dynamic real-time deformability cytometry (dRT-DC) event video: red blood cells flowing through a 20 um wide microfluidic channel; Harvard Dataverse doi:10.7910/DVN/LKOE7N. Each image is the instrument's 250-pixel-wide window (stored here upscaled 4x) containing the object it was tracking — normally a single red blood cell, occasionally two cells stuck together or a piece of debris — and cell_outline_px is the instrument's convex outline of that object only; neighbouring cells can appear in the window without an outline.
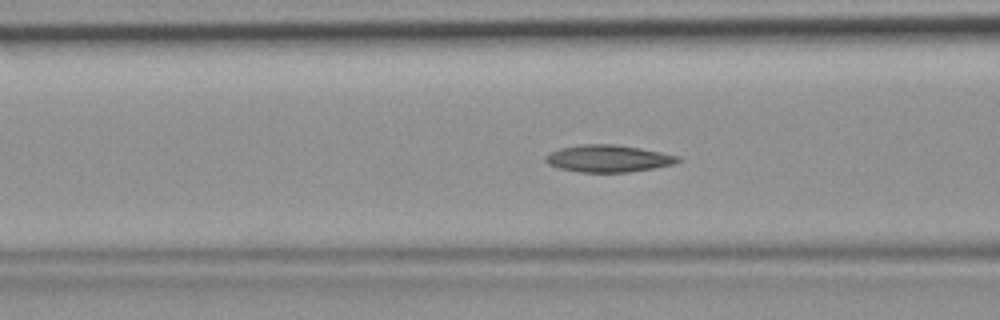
{"species": "common noctule bat (a hibernating species)", "species_latin": "Nyctalus noctula", "temperature_condition": "room temperature", "stored_images_in_passage": 39, "camera_frame_rate_fps": 3000, "um_per_image_px": 0.085, "animal": {"sex": "female", "body_mass_g": 19.9}, "frame": {"image": 1, "passage_image": 10, "time_ms": 3.0, "image_size_px": [1000, 320], "cell_outline_px": [[680, 160], [672, 164], [652, 168], [628, 172], [580, 172], [560, 168], [548, 164], [544, 160], [544, 156], [560, 148], [580, 144], [616, 144], [640, 148], [680, 156]], "centroid_in_image_um": [51.67, 13.46], "position_along_channel_um": 114.9, "area_um2": 20.75}}
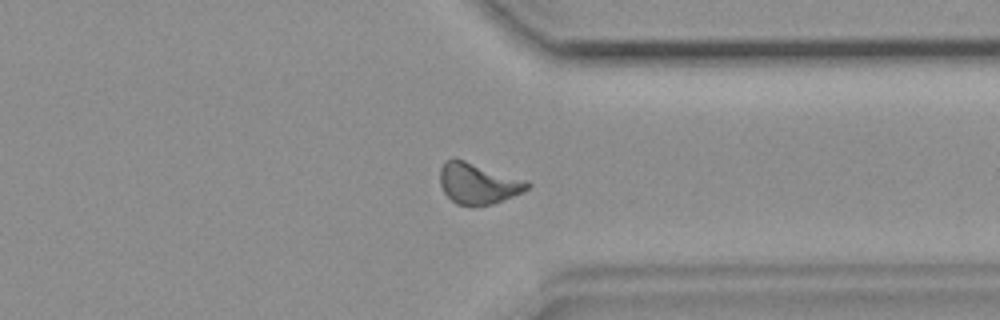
{"frame": {"image": 2, "passage_image": 28, "time_ms": 9.0, "image_size_px": [1000, 320], "cell_outline_px": [[532, 184], [524, 192], [492, 204], [472, 208], [456, 204], [444, 192], [440, 184], [440, 168], [448, 160], [464, 160], [528, 180]], "centroid_in_image_um": [40.67, 15.64], "position_along_channel_um": 370.7, "area_um2": 20.98}}
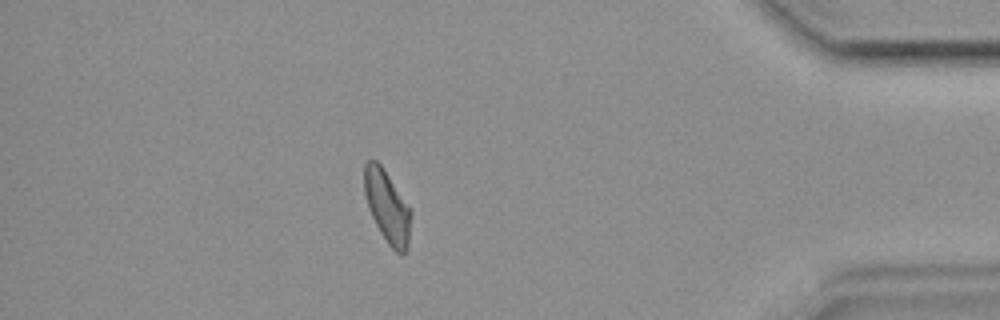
{"frame": {"image": 3, "passage_image": 33, "time_ms": 10.667, "image_size_px": [1000, 320], "cell_outline_px": [[412, 212], [408, 248], [404, 256], [396, 252], [388, 244], [380, 232], [368, 208], [364, 192], [364, 164], [368, 160], [376, 160], [380, 164]], "centroid_in_image_um": [32.91, 17.61], "position_along_channel_um": 402.3, "area_um2": 19.48}}